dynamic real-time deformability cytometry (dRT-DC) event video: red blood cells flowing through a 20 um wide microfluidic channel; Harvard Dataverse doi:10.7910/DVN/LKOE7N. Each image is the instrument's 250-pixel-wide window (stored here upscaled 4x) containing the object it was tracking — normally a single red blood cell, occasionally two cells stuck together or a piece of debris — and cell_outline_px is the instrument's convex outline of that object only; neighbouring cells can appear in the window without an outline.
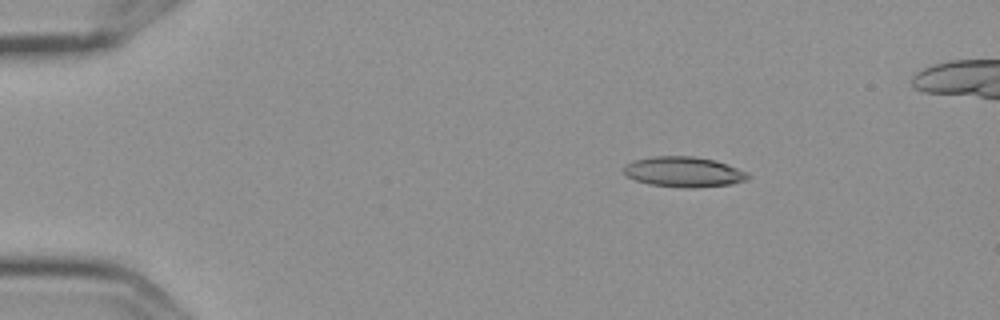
{"species": "Egyptian fruit bat (a non-hibernating species)", "species_latin": "Rousettus aegyptiacus", "temperature_condition": "cold", "stored_images_in_passage": 14, "camera_frame_rate_fps": 3000, "um_per_image_px": 0.085, "frame": {"image": 1, "passage_image": 2, "time_ms": 0.333, "image_size_px": [1000, 320], "cell_outline_px": [[752, 176], [744, 180], [732, 184], [692, 188], [684, 188], [648, 184], [636, 180], [628, 176], [624, 172], [624, 164], [636, 160], [652, 156], [692, 156], [716, 160], [728, 164], [748, 172]], "centroid_in_image_um": [58.14, 14.61], "position_along_channel_um": 26.9, "area_um2": 22.02}}
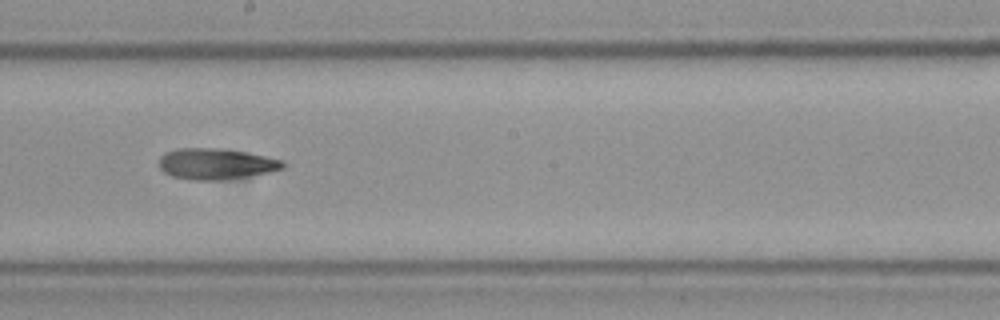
{"frame": {"image": 2, "passage_image": 8, "time_ms": 2.333, "image_size_px": [1000, 320], "cell_outline_px": [[288, 164], [284, 168], [268, 172], [248, 176], [216, 180], [192, 180], [172, 176], [164, 172], [160, 168], [160, 156], [164, 152], [180, 148], [216, 148], [244, 152], [284, 160]], "centroid_in_image_um": [18.36, 13.92], "position_along_channel_um": 229.8, "area_um2": 22.25}}
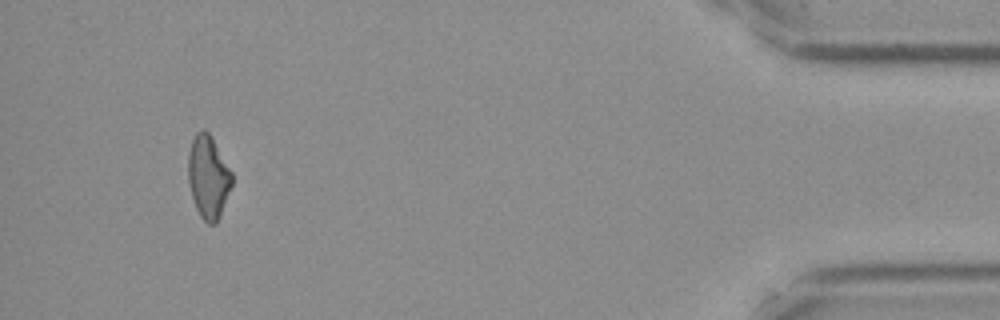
{"frame": {"image": 3, "passage_image": 13, "time_ms": 4.0, "image_size_px": [1000, 320], "cell_outline_px": [[232, 184], [220, 216], [216, 224], [208, 224], [200, 216], [196, 208], [188, 184], [188, 152], [192, 140], [196, 132], [200, 128], [204, 128], [212, 136], [232, 172]], "centroid_in_image_um": [17.69, 15.01], "position_along_channel_um": 417.5, "area_um2": 21.33}}